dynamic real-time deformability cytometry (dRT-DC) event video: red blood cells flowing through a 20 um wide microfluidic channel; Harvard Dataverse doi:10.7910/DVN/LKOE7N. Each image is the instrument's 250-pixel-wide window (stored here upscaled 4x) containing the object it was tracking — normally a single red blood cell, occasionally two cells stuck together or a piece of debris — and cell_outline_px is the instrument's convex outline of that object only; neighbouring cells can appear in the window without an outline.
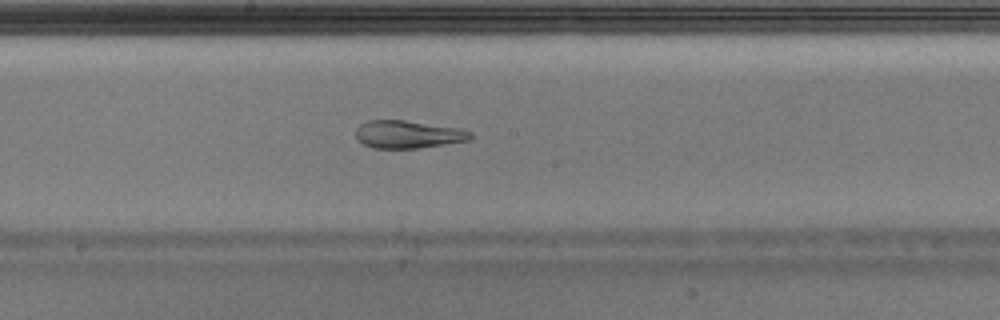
{"species": "Egyptian fruit bat (a non-hibernating species)", "species_latin": "Rousettus aegyptiacus", "temperature_condition": "warm", "stored_images_in_passage": 50, "camera_frame_rate_fps": 3000, "um_per_image_px": 0.085, "animal": {"sex": "male"}, "frame": {"image": 1, "passage_image": 27, "time_ms": 8.667, "image_size_px": [1000, 320], "cell_outline_px": [[472, 136], [468, 140], [416, 148], [372, 148], [356, 140], [356, 128], [360, 124], [368, 120], [404, 120], [460, 128], [472, 132]], "centroid_in_image_um": [34.63, 11.41], "position_along_channel_um": 213.6, "area_um2": 18.44}}
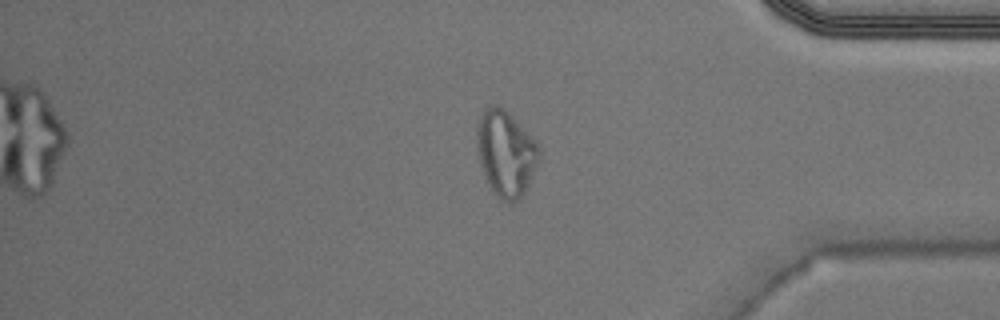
{"frame": {"image": 2, "passage_image": 42, "time_ms": 13.667, "image_size_px": [1000, 320], "cell_outline_px": [[540, 160], [524, 192], [516, 200], [500, 200], [492, 192], [476, 152], [476, 124], [484, 108], [488, 104], [496, 104], [504, 108], [540, 144]], "centroid_in_image_um": [42.98, 12.96], "position_along_channel_um": 392.2, "area_um2": 31.33}}
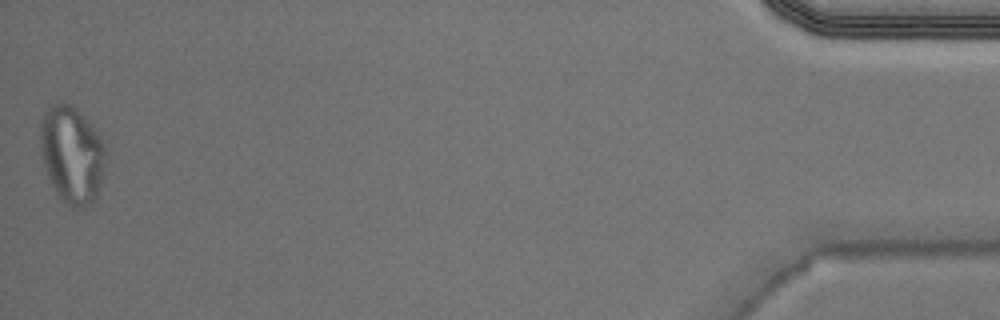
{"frame": {"image": 3, "passage_image": 50, "time_ms": 16.333, "image_size_px": [1000, 320], "cell_outline_px": [[104, 164], [100, 188], [96, 196], [84, 208], [72, 208], [56, 192], [48, 176], [44, 164], [40, 148], [40, 124], [48, 108], [52, 104], [68, 104], [84, 116], [100, 132], [104, 144]], "centroid_in_image_um": [6.12, 13.14], "position_along_channel_um": 429.1, "area_um2": 36.53}, "authors_computed_cell_mechanics": {"area_um2": 21.1548, "velocity_mm_per_s": 3.9962, "shape_relaxation_time_tau1_ms": null, "shape_relaxation_time_tau2_ms": 0.9335, "deformation_change_tau1": null, "deformation_change_tau2": 0.0514}}